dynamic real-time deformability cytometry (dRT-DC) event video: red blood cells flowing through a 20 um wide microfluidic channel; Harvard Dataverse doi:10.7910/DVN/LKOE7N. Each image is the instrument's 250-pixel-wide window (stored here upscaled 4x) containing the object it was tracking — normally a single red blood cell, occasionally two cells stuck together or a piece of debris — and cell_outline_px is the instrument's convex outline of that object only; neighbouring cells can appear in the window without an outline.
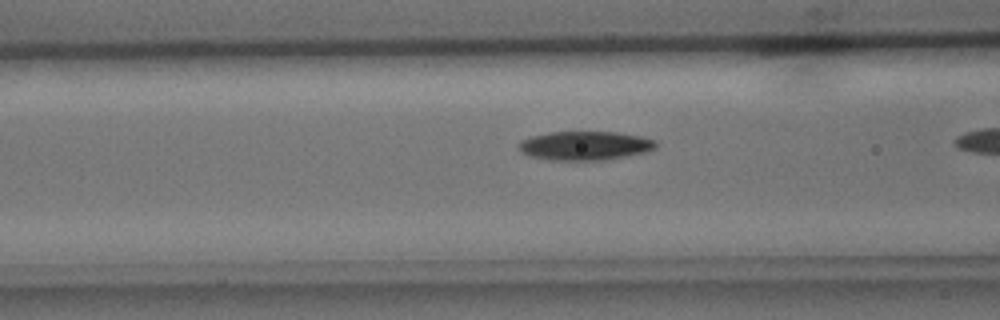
{"species": "common noctule bat (a hibernating species)", "species_latin": "Nyctalus noctula", "temperature_condition": "cold", "stored_images_in_passage": 19, "camera_frame_rate_fps": 3000, "um_per_image_px": 0.085, "animal": {"sex": "male", "body_mass_g": 15.6}, "frame": {"image": 1, "passage_image": 17, "time_ms": 5.333, "image_size_px": [1000, 320], "cell_outline_px": [[656, 148], [644, 152], [604, 160], [548, 160], [528, 156], [520, 152], [516, 148], [516, 144], [520, 140], [532, 136], [548, 132], [616, 132], [640, 136], [656, 140]], "centroid_in_image_um": [49.63, 12.38], "position_along_channel_um": 117.0, "area_um2": 23.29}}